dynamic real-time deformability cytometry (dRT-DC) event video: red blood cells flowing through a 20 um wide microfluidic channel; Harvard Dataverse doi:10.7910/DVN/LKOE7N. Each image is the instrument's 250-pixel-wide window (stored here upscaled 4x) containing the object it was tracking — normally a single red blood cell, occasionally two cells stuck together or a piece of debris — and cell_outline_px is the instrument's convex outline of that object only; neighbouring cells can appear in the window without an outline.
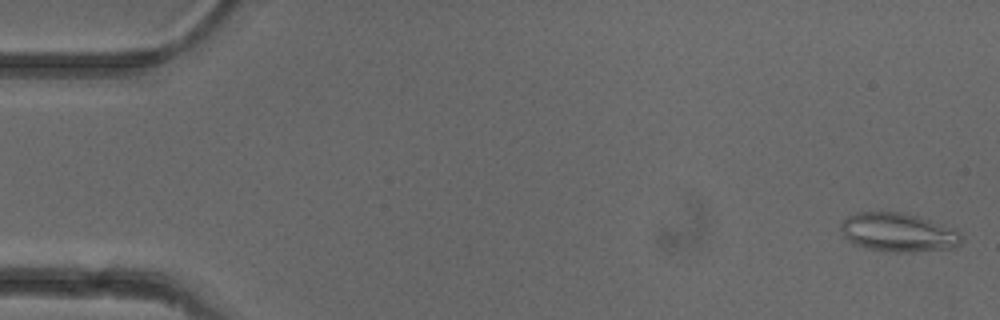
{"species": "common noctule bat (a hibernating species)", "species_latin": "Nyctalus noctula", "temperature_condition": "cold", "stored_images_in_passage": 51, "camera_frame_rate_fps": 3000, "um_per_image_px": 0.085, "animal": {"sex": "female"}, "frame": {"image": 1, "passage_image": 1, "time_ms": 0.0, "image_size_px": [1000, 320], "cell_outline_px": [[964, 240], [960, 244], [952, 248], [912, 252], [892, 252], [868, 248], [852, 244], [844, 236], [840, 228], [840, 224], [848, 216], [856, 212], [900, 212], [916, 216], [944, 224], [960, 232], [964, 236]], "centroid_in_image_um": [76.37, 19.76], "position_along_channel_um": 8.6, "area_um2": 27.4}}
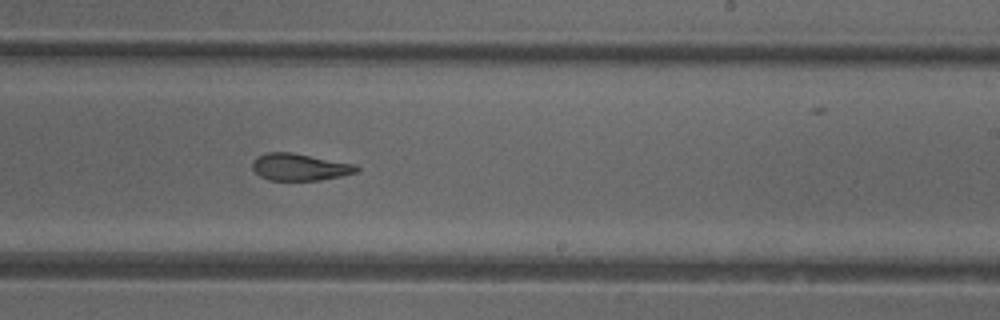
{"frame": {"image": 2, "passage_image": 31, "time_ms": 10.0, "image_size_px": [1000, 320], "cell_outline_px": [[360, 172], [320, 180], [268, 180], [260, 176], [252, 168], [252, 160], [256, 156], [268, 152], [292, 152], [356, 164], [360, 168]], "centroid_in_image_um": [25.49, 14.19], "position_along_channel_um": 263.5, "area_um2": 16.59}}
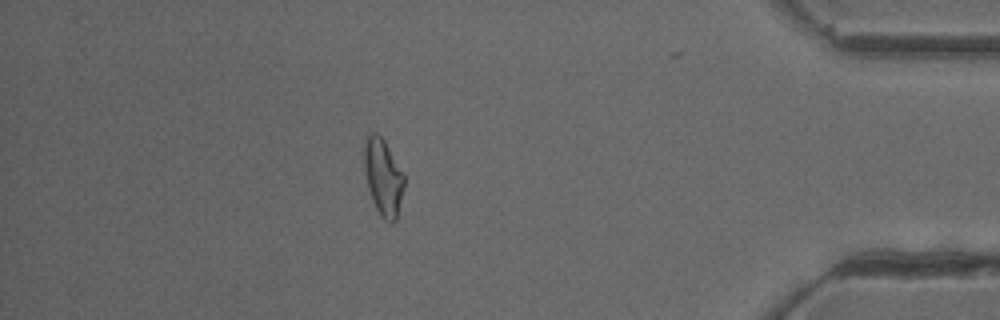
{"frame": {"image": 3, "passage_image": 45, "time_ms": 14.667, "image_size_px": [1000, 320], "cell_outline_px": [[404, 188], [396, 220], [392, 224], [384, 220], [380, 216], [372, 200], [368, 188], [364, 168], [364, 144], [368, 132], [376, 132], [384, 140], [404, 176]], "centroid_in_image_um": [32.55, 15.07], "position_along_channel_um": 402.6, "area_um2": 17.8}, "authors_computed_cell_mechanics": {"area_um2": 18.0914, "velocity_mm_per_s": 3.9461, "shape_relaxation_time_tau1_ms": null, "shape_relaxation_time_tau2_ms": 4.0843, "deformation_change_tau1": null, "deformation_change_tau2": 0.107}}